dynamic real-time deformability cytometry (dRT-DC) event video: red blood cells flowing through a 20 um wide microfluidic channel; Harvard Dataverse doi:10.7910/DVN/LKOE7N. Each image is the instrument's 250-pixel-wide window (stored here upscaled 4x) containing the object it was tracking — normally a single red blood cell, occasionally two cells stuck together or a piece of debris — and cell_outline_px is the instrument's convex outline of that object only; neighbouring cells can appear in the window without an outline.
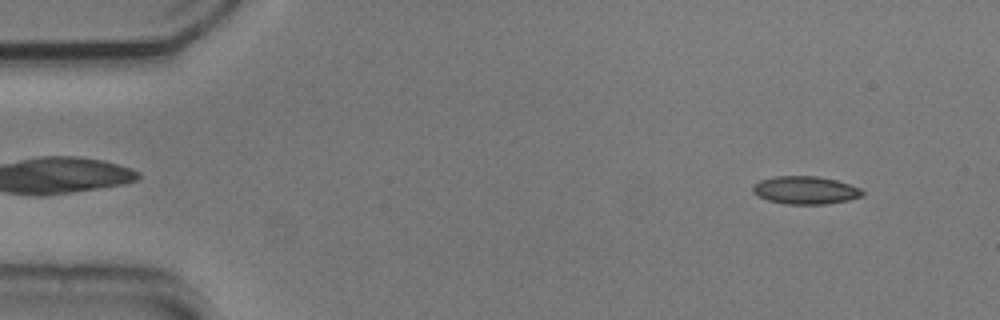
{"species": "common noctule bat (a hibernating species)", "species_latin": "Nyctalus noctula", "temperature_condition": "cold", "stored_images_in_passage": 53, "camera_frame_rate_fps": 3000, "um_per_image_px": 0.085, "animal": {"sex": "male", "body_mass_g": 20.5, "forearm_length_mm": 52.5}, "frame": {"image": 1, "passage_image": 4, "time_ms": 1.0, "image_size_px": [1000, 320], "cell_outline_px": [[864, 196], [848, 200], [824, 204], [784, 204], [768, 200], [752, 192], [752, 184], [760, 180], [776, 176], [816, 176], [836, 180], [860, 188], [864, 192]], "centroid_in_image_um": [68.44, 16.16], "position_along_channel_um": 16.6, "area_um2": 17.8}}
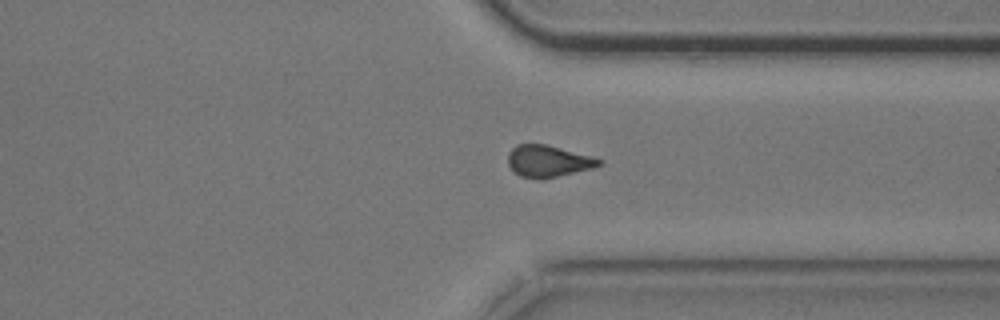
{"frame": {"image": 2, "passage_image": 40, "time_ms": 13.0, "image_size_px": [1000, 320], "cell_outline_px": [[604, 164], [592, 168], [544, 180], [540, 180], [520, 176], [512, 172], [508, 164], [508, 152], [516, 144], [544, 144], [560, 148], [604, 160]], "centroid_in_image_um": [46.56, 13.72], "position_along_channel_um": 364.8, "area_um2": 17.05}}
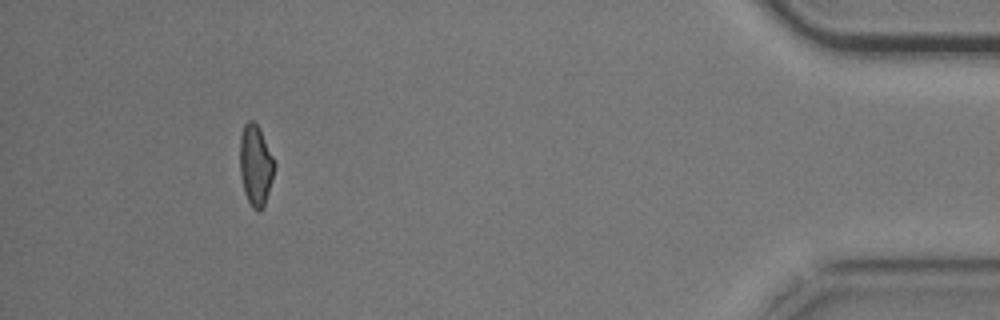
{"frame": {"image": 3, "passage_image": 49, "time_ms": 16.0, "image_size_px": [1000, 320], "cell_outline_px": [[276, 164], [272, 180], [264, 204], [260, 212], [256, 212], [252, 208], [244, 192], [240, 176], [240, 136], [244, 124], [248, 120], [252, 120], [260, 128]], "centroid_in_image_um": [21.72, 14.04], "position_along_channel_um": 413.5, "area_um2": 16.36}, "authors_computed_cell_mechanics": {"area_um2": 17.3978, "velocity_mm_per_s": 3.7087, "shape_relaxation_time_tau1_ms": 3.5185, "shape_relaxation_time_tau2_ms": 2.6945, "deformation_change_tau1": 0.1166, "deformation_change_tau2": 0.0944}}